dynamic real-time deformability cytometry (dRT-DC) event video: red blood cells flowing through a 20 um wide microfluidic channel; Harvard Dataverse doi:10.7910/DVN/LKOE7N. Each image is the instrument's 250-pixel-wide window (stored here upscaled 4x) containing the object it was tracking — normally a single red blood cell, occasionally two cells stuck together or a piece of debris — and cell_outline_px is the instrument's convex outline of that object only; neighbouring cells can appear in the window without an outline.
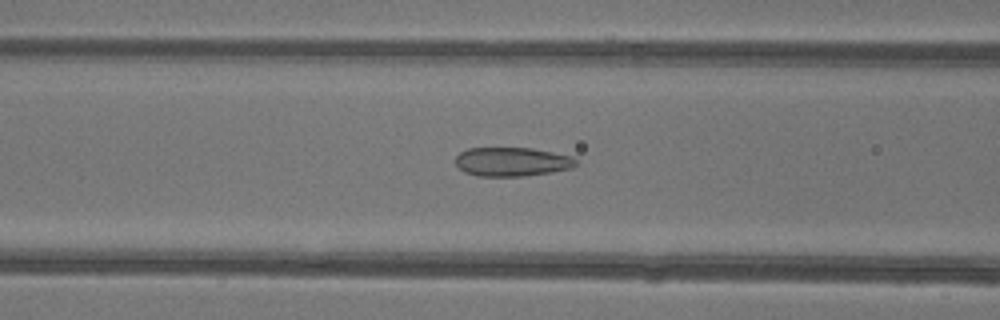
{"species": "common noctule bat (a hibernating species)", "species_latin": "Nyctalus noctula", "temperature_condition": "warm", "stored_images_in_passage": 50, "camera_frame_rate_fps": 3000, "um_per_image_px": 0.085, "animal": {"sex": "female"}, "frame": {"image": 1, "passage_image": 22, "time_ms": 7.0, "image_size_px": [1000, 320], "cell_outline_px": [[576, 164], [572, 168], [552, 172], [524, 176], [476, 176], [464, 172], [456, 164], [456, 156], [460, 152], [468, 148], [532, 148], [572, 156], [576, 160]], "centroid_in_image_um": [43.51, 13.75], "position_along_channel_um": 123.1, "area_um2": 20.35}}
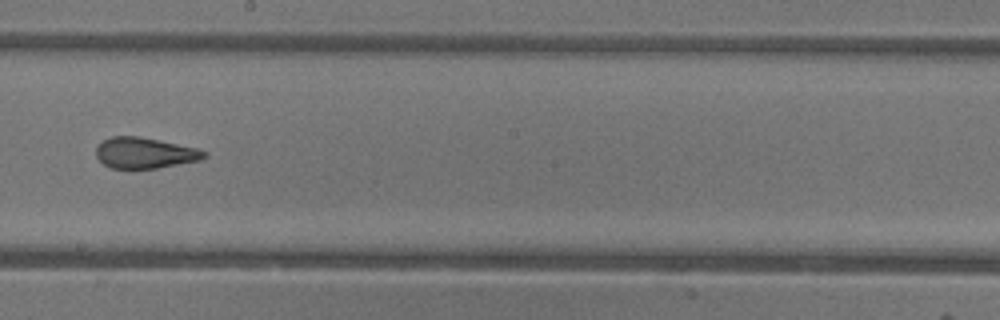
{"frame": {"image": 2, "passage_image": 30, "time_ms": 9.667, "image_size_px": [1000, 320], "cell_outline_px": [[208, 156], [200, 160], [156, 168], [112, 168], [104, 164], [96, 156], [96, 148], [104, 140], [112, 136], [140, 136], [200, 148], [208, 152]], "centroid_in_image_um": [12.36, 12.99], "position_along_channel_um": 235.8, "area_um2": 19.48}}
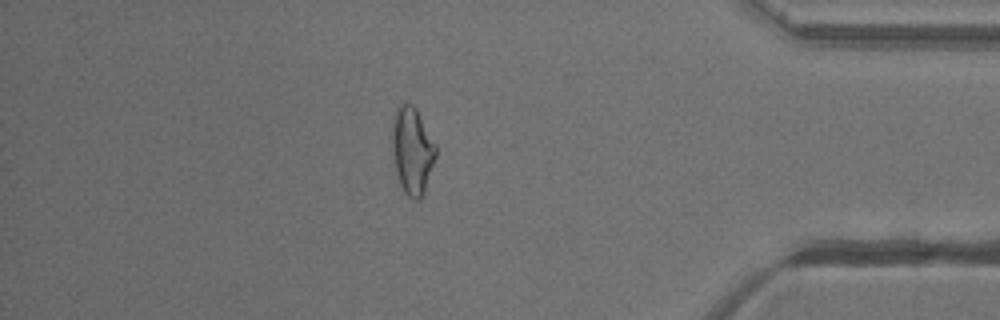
{"frame": {"image": 3, "passage_image": 44, "time_ms": 14.333, "image_size_px": [1000, 320], "cell_outline_px": [[436, 156], [424, 192], [416, 200], [408, 196], [404, 192], [400, 184], [396, 172], [392, 148], [392, 116], [396, 108], [400, 104], [412, 104], [416, 108], [436, 144]], "centroid_in_image_um": [35.03, 12.76], "position_along_channel_um": 400.2, "area_um2": 22.08}, "authors_computed_cell_mechanics": {"area_um2": 22.1663, "velocity_mm_per_s": 4.234, "shape_relaxation_time_tau1_ms": null, "shape_relaxation_time_tau2_ms": 1.4526, "deformation_change_tau1": null, "deformation_change_tau2": 0.0885}}